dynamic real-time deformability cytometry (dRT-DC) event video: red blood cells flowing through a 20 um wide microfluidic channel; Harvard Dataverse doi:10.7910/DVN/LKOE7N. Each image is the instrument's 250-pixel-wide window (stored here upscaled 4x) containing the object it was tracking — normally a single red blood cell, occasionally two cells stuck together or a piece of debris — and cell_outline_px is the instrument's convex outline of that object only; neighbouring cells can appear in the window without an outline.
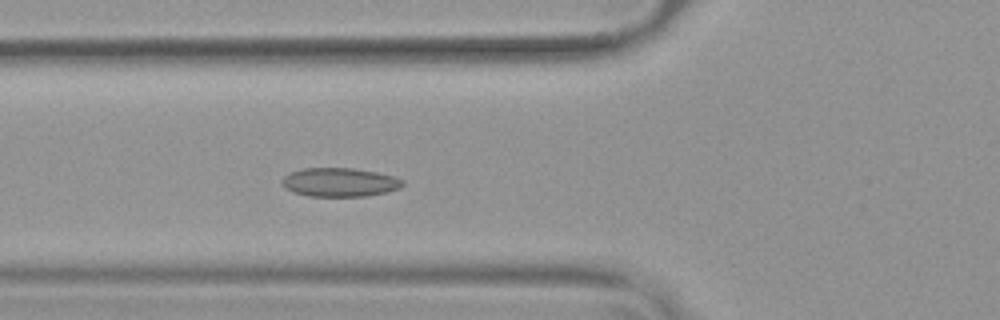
{"species": "common noctule bat (a hibernating species)", "species_latin": "Nyctalus noctula", "temperature_condition": "warm", "stored_images_in_passage": 49, "camera_frame_rate_fps": 3000, "um_per_image_px": 0.085, "animal": {"sex": "female", "body_mass_g": 19.9}, "frame": {"image": 1, "passage_image": 15, "time_ms": 4.667, "image_size_px": [1000, 320], "cell_outline_px": [[404, 184], [400, 188], [388, 192], [364, 196], [308, 196], [292, 192], [284, 188], [280, 184], [280, 180], [288, 172], [300, 168], [352, 168], [376, 172], [396, 176], [404, 180]], "centroid_in_image_um": [28.83, 15.49], "position_along_channel_um": 97.0, "area_um2": 20.63}}
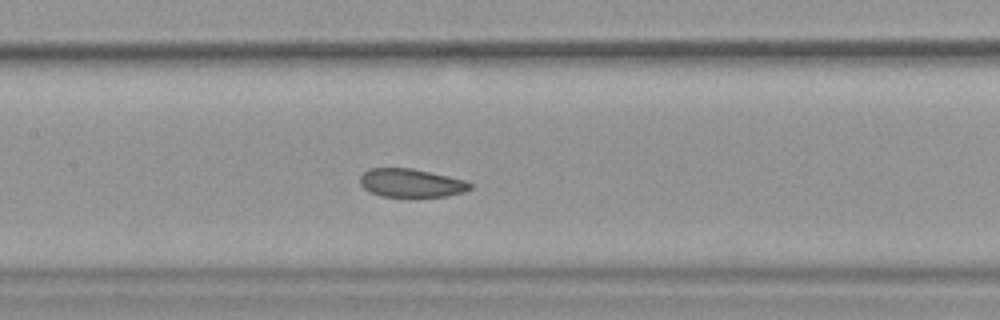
{"frame": {"image": 2, "passage_image": 21, "time_ms": 6.667, "image_size_px": [1000, 320], "cell_outline_px": [[472, 188], [464, 192], [444, 196], [380, 196], [364, 188], [360, 184], [360, 176], [368, 168], [412, 168], [448, 176], [464, 180], [472, 184]], "centroid_in_image_um": [34.93, 15.54], "position_along_channel_um": 172.5, "area_um2": 18.03}}
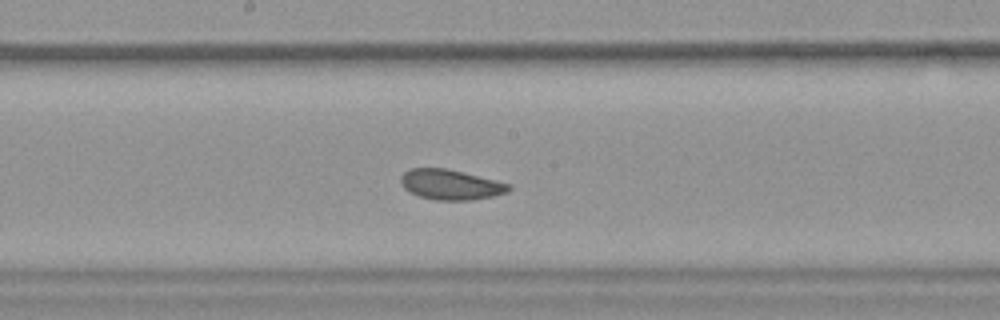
{"frame": {"image": 3, "passage_image": 24, "time_ms": 7.667, "image_size_px": [1000, 320], "cell_outline_px": [[512, 188], [508, 192], [492, 196], [472, 200], [436, 200], [420, 196], [404, 188], [400, 184], [400, 176], [404, 172], [412, 168], [444, 168], [496, 180], [508, 184]], "centroid_in_image_um": [38.29, 15.69], "position_along_channel_um": 209.9, "area_um2": 18.79}, "authors_computed_cell_mechanics": {"area_um2": 20.1144, "velocity_mm_per_s": 3.771, "shape_relaxation_time_tau1_ms": null, "shape_relaxation_time_tau2_ms": 2.9212, "deformation_change_tau1": null, "deformation_change_tau2": 0.0789}}